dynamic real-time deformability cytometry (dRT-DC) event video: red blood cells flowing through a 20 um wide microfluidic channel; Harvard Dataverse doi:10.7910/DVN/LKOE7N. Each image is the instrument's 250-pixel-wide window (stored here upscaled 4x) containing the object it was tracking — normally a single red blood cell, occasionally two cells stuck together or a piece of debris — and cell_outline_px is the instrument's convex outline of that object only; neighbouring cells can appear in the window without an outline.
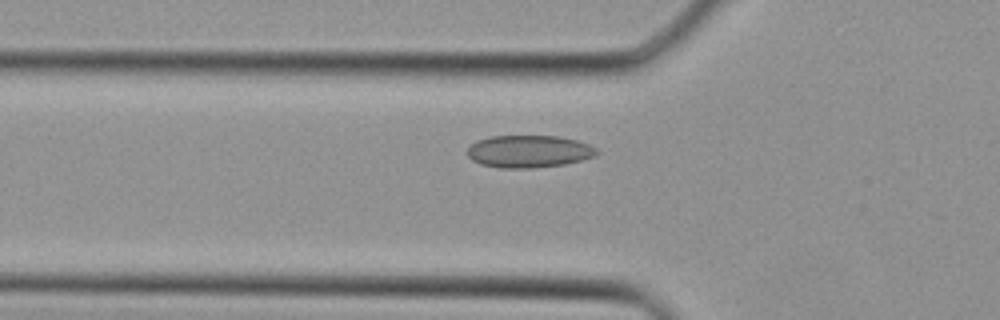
{"species": "Egyptian fruit bat (a non-hibernating species)", "species_latin": "Rousettus aegyptiacus", "temperature_condition": "cold", "stored_images_in_passage": 14, "camera_frame_rate_fps": 3000, "um_per_image_px": 0.085, "animal": {"sex": "female"}, "frame": {"image": 1, "passage_image": 3, "time_ms": 0.667, "image_size_px": [1000, 320], "cell_outline_px": [[600, 152], [596, 156], [564, 164], [532, 168], [500, 168], [480, 164], [472, 160], [468, 156], [468, 148], [476, 140], [492, 136], [556, 136], [576, 140], [588, 144], [596, 148]], "centroid_in_image_um": [44.95, 12.87], "position_along_channel_um": 80.9, "area_um2": 24.39}}
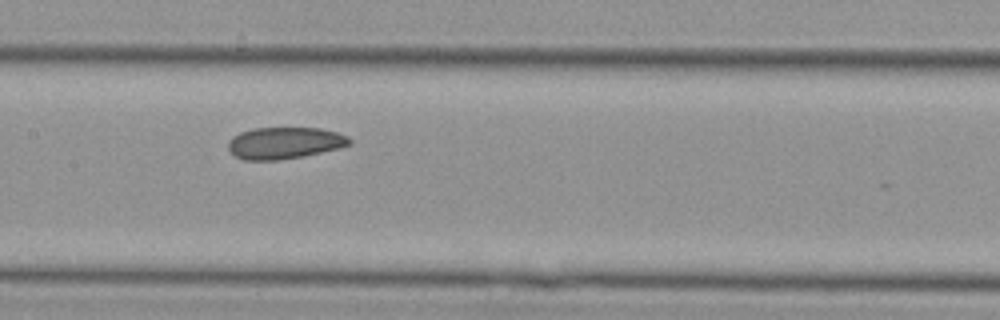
{"frame": {"image": 2, "passage_image": 9, "time_ms": 2.667, "image_size_px": [1000, 320], "cell_outline_px": [[352, 144], [340, 148], [304, 156], [276, 160], [244, 160], [236, 156], [228, 148], [228, 140], [232, 136], [240, 132], [252, 128], [320, 128], [336, 132], [348, 136], [352, 140]], "centroid_in_image_um": [24.2, 12.15], "position_along_channel_um": 183.2, "area_um2": 22.54}}
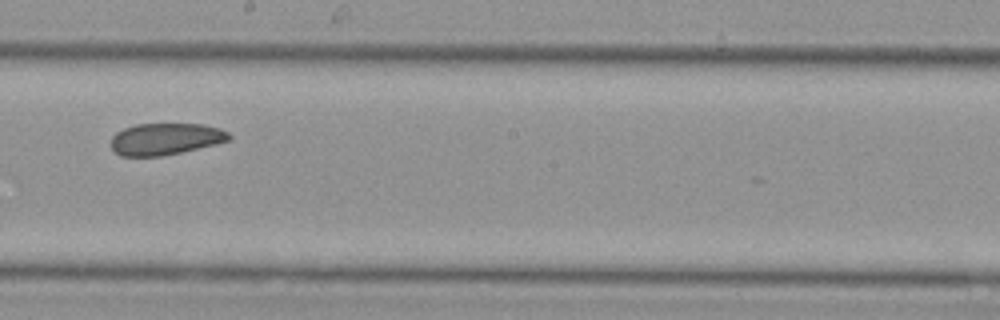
{"frame": {"image": 3, "passage_image": 12, "time_ms": 3.667, "image_size_px": [1000, 320], "cell_outline_px": [[232, 140], [216, 144], [180, 152], [160, 156], [120, 156], [112, 148], [112, 136], [116, 132], [124, 128], [136, 124], [204, 124], [220, 128], [228, 132], [232, 136]], "centroid_in_image_um": [14.1, 11.8], "position_along_channel_um": 234.1, "area_um2": 21.85}}